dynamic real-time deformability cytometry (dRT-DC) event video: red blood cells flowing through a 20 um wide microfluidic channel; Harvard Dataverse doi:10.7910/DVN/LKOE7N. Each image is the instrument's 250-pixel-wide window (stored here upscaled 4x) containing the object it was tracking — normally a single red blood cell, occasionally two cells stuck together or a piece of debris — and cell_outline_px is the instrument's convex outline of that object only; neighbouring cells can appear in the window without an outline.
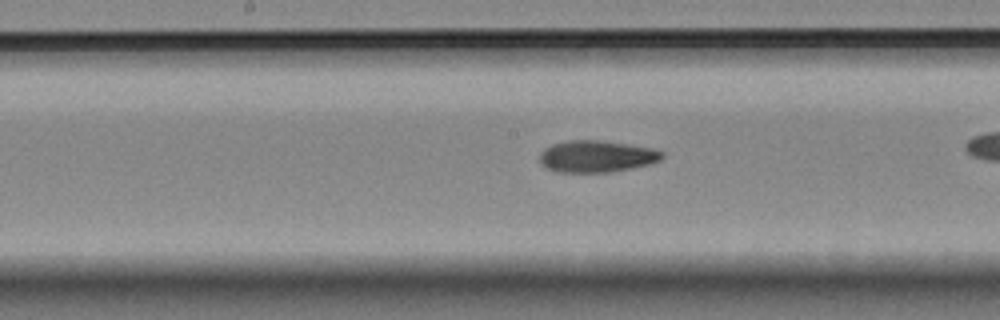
{"species": "Egyptian fruit bat (a non-hibernating species)", "species_latin": "Rousettus aegyptiacus", "temperature_condition": "room temperature", "stored_images_in_passage": 29, "camera_frame_rate_fps": 3000, "um_per_image_px": 0.085, "animal": {"sex": "female"}, "frame": {"image": 1, "passage_image": 13, "time_ms": 4.0, "image_size_px": [1000, 320], "cell_outline_px": [[664, 156], [660, 160], [652, 164], [632, 168], [608, 172], [556, 172], [544, 168], [540, 164], [540, 152], [544, 148], [552, 144], [568, 140], [600, 140], [652, 148], [664, 152]], "centroid_in_image_um": [50.69, 13.3], "position_along_channel_um": 197.5, "area_um2": 22.89}}
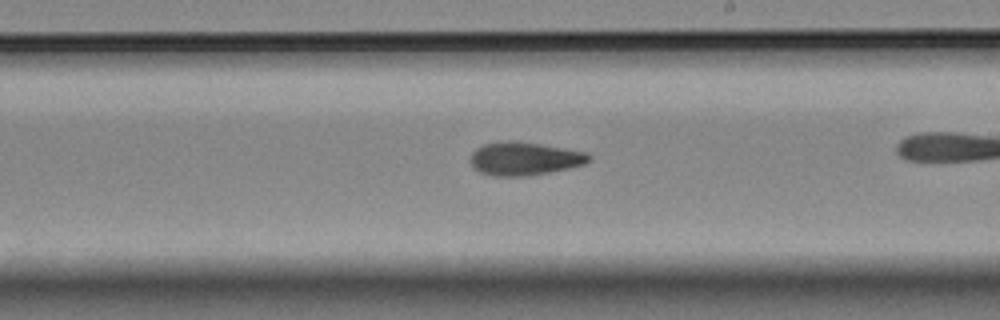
{"frame": {"image": 2, "passage_image": 17, "time_ms": 5.333, "image_size_px": [1000, 320], "cell_outline_px": [[592, 160], [584, 164], [568, 168], [528, 176], [492, 176], [480, 172], [472, 168], [472, 152], [476, 148], [484, 144], [508, 140], [512, 140], [540, 144], [588, 152], [592, 156]], "centroid_in_image_um": [44.59, 13.48], "position_along_channel_um": 244.4, "area_um2": 23.0}}